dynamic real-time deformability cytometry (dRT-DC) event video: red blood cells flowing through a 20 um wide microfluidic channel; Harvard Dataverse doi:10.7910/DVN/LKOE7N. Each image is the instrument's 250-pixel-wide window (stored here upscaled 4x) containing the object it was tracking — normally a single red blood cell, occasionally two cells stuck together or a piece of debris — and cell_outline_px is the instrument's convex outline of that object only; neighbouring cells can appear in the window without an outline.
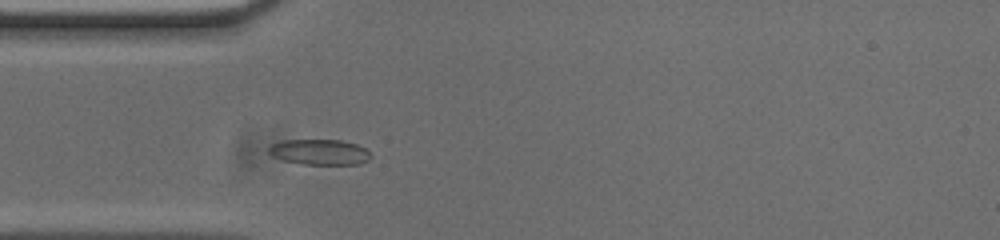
{"species": "common noctule bat (a hibernating species)", "species_latin": "Nyctalus noctula", "temperature_condition": "cold", "stored_images_in_passage": 48, "camera_frame_rate_fps": 3000, "um_per_image_px": 0.085, "animal": {"sex": "male", "body_mass_g": 20.0, "forearm_length_mm": 53.3}, "frame": {"image": 1, "passage_image": 9, "time_ms": 2.667, "image_size_px": [1000, 240], "cell_outline_px": [[372, 156], [368, 160], [360, 164], [300, 164], [284, 160], [272, 156], [268, 152], [268, 148], [272, 144], [284, 140], [340, 140], [356, 144], [364, 148]], "centroid_in_image_um": [27.15, 12.93], "position_along_channel_um": 57.8, "area_um2": 15.09}}
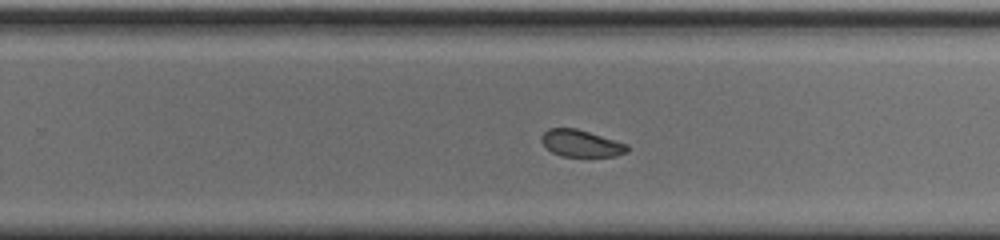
{"frame": {"image": 2, "passage_image": 27, "time_ms": 8.667, "image_size_px": [1000, 240], "cell_outline_px": [[628, 152], [616, 156], [560, 156], [552, 152], [540, 140], [540, 136], [548, 128], [576, 128], [628, 144]], "centroid_in_image_um": [49.39, 12.18], "position_along_channel_um": 280.4, "area_um2": 13.41}}
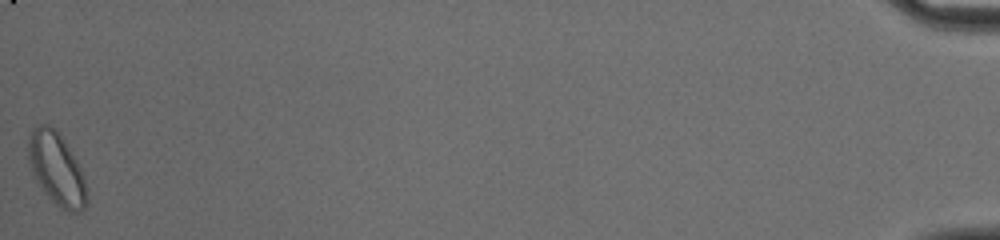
{"frame": {"image": 3, "passage_image": 48, "time_ms": 15.667, "image_size_px": [1000, 240], "cell_outline_px": [[88, 204], [80, 212], [68, 212], [60, 208], [44, 192], [32, 172], [28, 164], [28, 140], [32, 132], [40, 124], [48, 124], [60, 132], [76, 160], [84, 176], [88, 188]], "centroid_in_image_um": [4.85, 14.38], "position_along_channel_um": 430.4, "area_um2": 24.85}, "authors_computed_cell_mechanics": {"area_um2": 15.0569, "velocity_mm_per_s": 3.7213, "shape_relaxation_time_tau1_ms": 4.7855, "shape_relaxation_time_tau2_ms": 6.3302, "deformation_change_tau1": 0.1031, "deformation_change_tau2": 0.109}}